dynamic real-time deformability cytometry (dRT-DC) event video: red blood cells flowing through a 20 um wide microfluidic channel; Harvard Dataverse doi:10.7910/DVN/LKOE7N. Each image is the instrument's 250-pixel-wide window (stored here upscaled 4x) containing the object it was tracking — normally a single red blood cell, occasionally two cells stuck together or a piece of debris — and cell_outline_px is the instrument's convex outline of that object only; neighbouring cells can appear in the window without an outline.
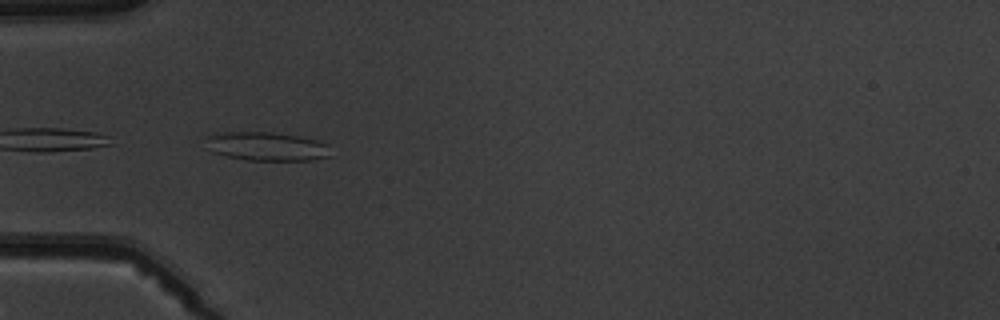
{"species": "common noctule bat (a hibernating species)", "species_latin": "Nyctalus noctula", "temperature_condition": "warm", "stored_images_in_passage": 5, "camera_frame_rate_fps": 3000, "um_per_image_px": 0.085, "animal": {"sex": "male", "body_mass_g": 19.5, "forearm_length_mm": 54.6}, "frame": {"image": 1, "passage_image": 4, "time_ms": 3.667, "image_size_px": [1000, 320], "cell_outline_px": [[332, 156], [312, 160], [244, 160], [212, 152], [204, 148], [204, 136], [220, 132], [268, 132], [300, 136], [316, 140], [328, 144]], "centroid_in_image_um": [22.6, 12.44], "position_along_channel_um": 62.4, "area_um2": 21.33}}